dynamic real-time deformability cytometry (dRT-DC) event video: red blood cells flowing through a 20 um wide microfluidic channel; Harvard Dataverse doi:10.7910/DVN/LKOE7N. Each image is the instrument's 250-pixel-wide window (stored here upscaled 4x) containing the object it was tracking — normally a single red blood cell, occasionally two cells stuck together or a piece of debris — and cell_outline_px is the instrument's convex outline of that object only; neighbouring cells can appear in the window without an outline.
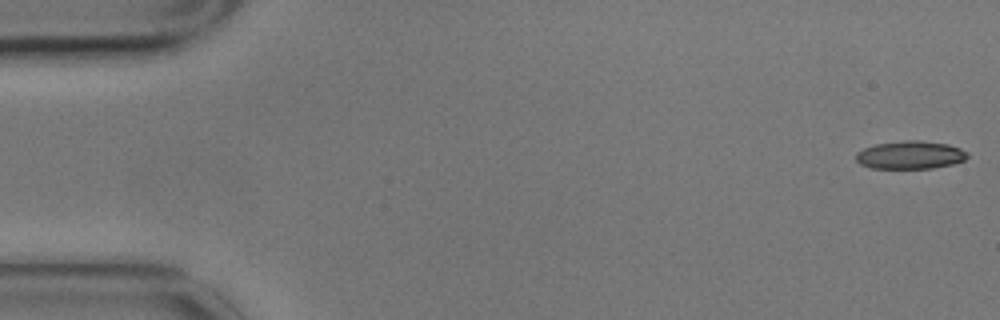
{"species": "common noctule bat (a hibernating species)", "species_latin": "Nyctalus noctula", "temperature_condition": "cold", "stored_images_in_passage": 5, "camera_frame_rate_fps": 3000, "um_per_image_px": 0.085, "animal": {"sex": "male", "body_mass_g": 17.9}, "frame": {"image": 1, "passage_image": 1, "time_ms": 0.0, "image_size_px": [1000, 320], "cell_outline_px": [[968, 156], [964, 160], [952, 164], [932, 168], [872, 168], [860, 164], [856, 160], [856, 152], [864, 148], [876, 144], [904, 140], [920, 140], [948, 144], [960, 148], [968, 152]], "centroid_in_image_um": [77.37, 13.16], "position_along_channel_um": 7.6, "area_um2": 18.21}}
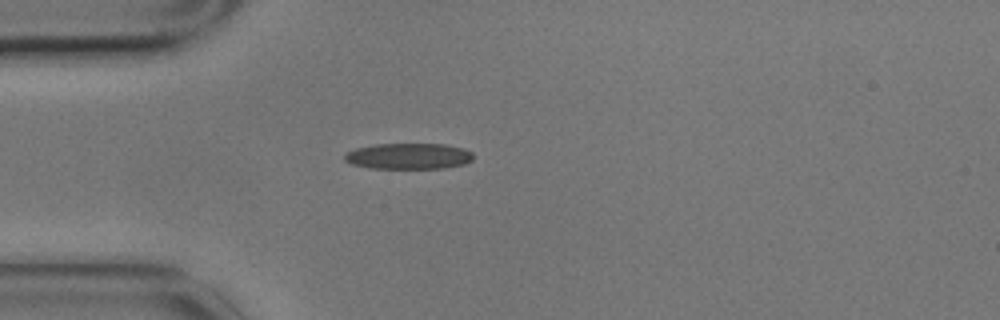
{"frame": {"image": 2, "passage_image": 5, "time_ms": 1.333, "image_size_px": [1000, 320], "cell_outline_px": [[472, 160], [464, 164], [444, 168], [372, 168], [352, 164], [344, 160], [344, 156], [348, 152], [356, 148], [376, 144], [444, 144], [464, 148], [472, 152]], "centroid_in_image_um": [34.75, 13.27], "position_along_channel_um": 50.3, "area_um2": 19.36}}